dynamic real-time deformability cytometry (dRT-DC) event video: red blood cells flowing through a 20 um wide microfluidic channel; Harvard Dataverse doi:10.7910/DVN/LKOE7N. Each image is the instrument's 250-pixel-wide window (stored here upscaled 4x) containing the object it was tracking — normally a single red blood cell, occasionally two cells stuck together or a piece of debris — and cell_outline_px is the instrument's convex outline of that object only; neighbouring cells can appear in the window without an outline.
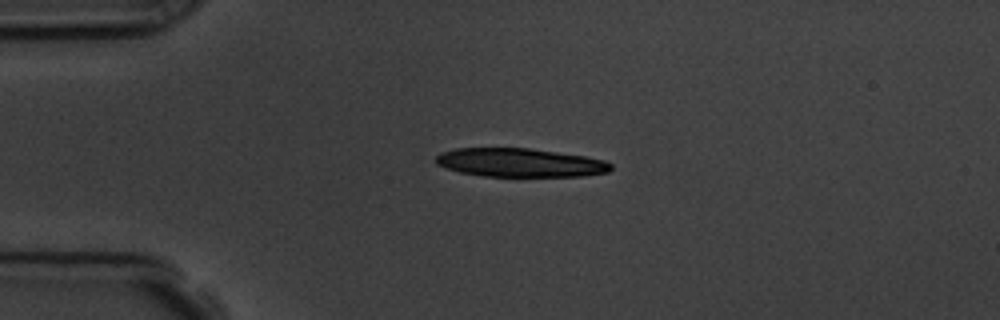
{"species": "common noctule bat (a hibernating species)", "species_latin": "Nyctalus noctula", "temperature_condition": "room temperature", "stored_images_in_passage": 1, "camera_frame_rate_fps": 3000, "um_per_image_px": 0.085, "animal": {"sex": "male", "body_mass_g": 19.5, "forearm_length_mm": 54.6}, "frame": {"image": 1, "passage_image": 1, "time_ms": 0.0, "image_size_px": [1000, 320], "cell_outline_px": [[612, 168], [608, 172], [584, 176], [484, 176], [460, 172], [436, 164], [436, 156], [440, 152], [456, 148], [528, 148], [584, 156], [604, 160], [612, 164]], "centroid_in_image_um": [44.2, 13.82], "position_along_channel_um": 40.8, "area_um2": 29.07}}